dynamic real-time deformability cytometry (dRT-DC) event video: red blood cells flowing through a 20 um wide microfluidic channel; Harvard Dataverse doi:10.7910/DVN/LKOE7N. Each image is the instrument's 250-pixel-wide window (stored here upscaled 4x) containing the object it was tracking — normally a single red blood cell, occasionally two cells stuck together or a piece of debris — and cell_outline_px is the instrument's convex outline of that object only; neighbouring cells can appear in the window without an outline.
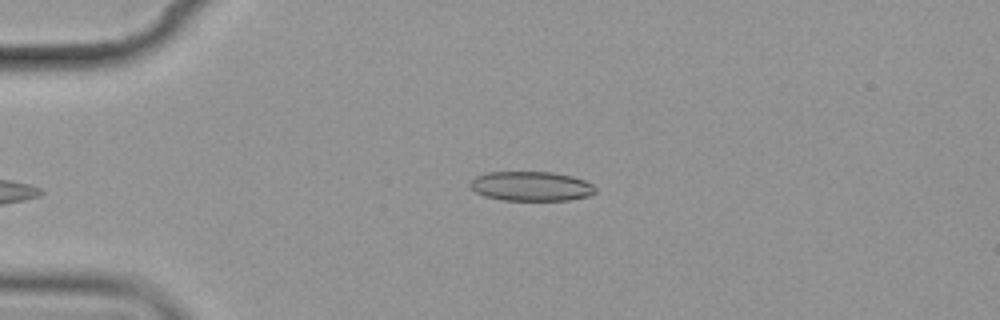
{"species": "common noctule bat (a hibernating species)", "species_latin": "Nyctalus noctula", "temperature_condition": "cold", "stored_images_in_passage": 5, "camera_frame_rate_fps": 3000, "um_per_image_px": 0.085, "animal": {"sex": "female", "body_mass_g": 19.9}, "frame": {"image": 1, "passage_image": 5, "time_ms": 5.0, "image_size_px": [1000, 320], "cell_outline_px": [[596, 192], [588, 196], [568, 200], [504, 200], [484, 196], [476, 192], [468, 184], [476, 176], [488, 172], [552, 172], [572, 176], [584, 180], [592, 184], [596, 188]], "centroid_in_image_um": [45.15, 15.82], "position_along_channel_um": 39.8, "area_um2": 21.5}}